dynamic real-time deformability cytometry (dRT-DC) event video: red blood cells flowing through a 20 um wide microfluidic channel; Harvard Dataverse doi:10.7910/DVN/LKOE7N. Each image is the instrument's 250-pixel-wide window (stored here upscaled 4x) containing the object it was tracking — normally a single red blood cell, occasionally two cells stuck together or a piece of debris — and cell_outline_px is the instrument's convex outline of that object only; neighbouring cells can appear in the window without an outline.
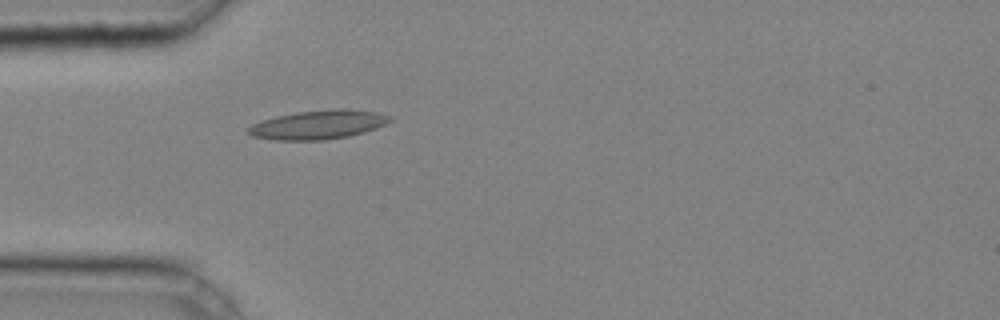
{"species": "common noctule bat (a hibernating species)", "species_latin": "Nyctalus noctula", "temperature_condition": "cold", "stored_images_in_passage": 29, "camera_frame_rate_fps": 3000, "um_per_image_px": 0.085, "animal": {"sex": "male", "body_mass_g": 20.4}, "frame": {"image": 1, "passage_image": 1, "time_ms": 0.0, "image_size_px": [1000, 320], "cell_outline_px": [[392, 120], [376, 128], [364, 132], [348, 136], [324, 140], [272, 140], [252, 136], [248, 132], [248, 128], [252, 124], [260, 120], [276, 116], [296, 112], [332, 108], [348, 108], [376, 112], [392, 116]], "centroid_in_image_um": [27.04, 10.58], "position_along_channel_um": 58.0, "area_um2": 24.1}}
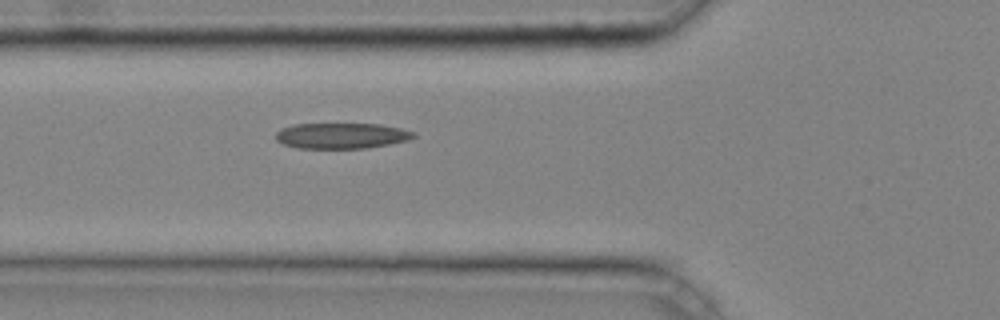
{"frame": {"image": 2, "passage_image": 4, "time_ms": 1.0, "image_size_px": [1000, 320], "cell_outline_px": [[416, 136], [408, 140], [368, 148], [296, 148], [284, 144], [276, 140], [276, 132], [292, 124], [380, 124], [400, 128], [416, 132]], "centroid_in_image_um": [29.04, 11.53], "position_along_channel_um": 96.8, "area_um2": 20.58}}
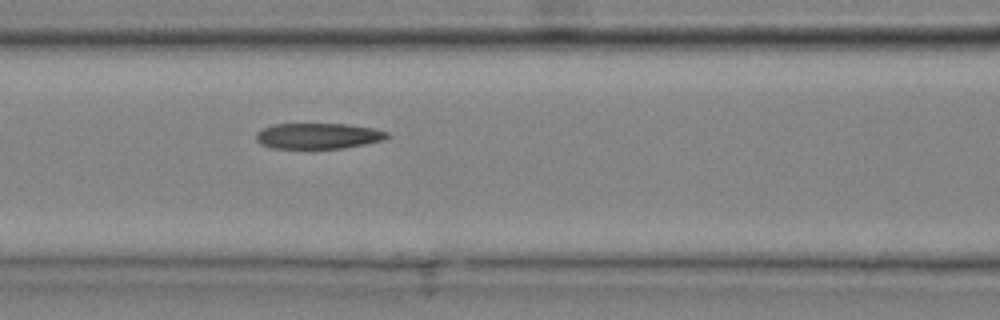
{"frame": {"image": 3, "passage_image": 7, "time_ms": 2.0, "image_size_px": [1000, 320], "cell_outline_px": [[388, 136], [384, 140], [344, 148], [272, 148], [260, 144], [256, 140], [256, 132], [272, 124], [348, 124], [372, 128], [388, 132]], "centroid_in_image_um": [27.02, 11.55], "position_along_channel_um": 139.6, "area_um2": 19.59}, "authors_computed_cell_mechanics": {"area_um2": 20.5768, "velocity_mm_per_s": 4.2555, "shape_relaxation_time_tau1_ms": 8.419, "shape_relaxation_time_tau2_ms": 2.0665, "deformation_change_tau1": 0.2182, "deformation_change_tau2": 0.0958}}